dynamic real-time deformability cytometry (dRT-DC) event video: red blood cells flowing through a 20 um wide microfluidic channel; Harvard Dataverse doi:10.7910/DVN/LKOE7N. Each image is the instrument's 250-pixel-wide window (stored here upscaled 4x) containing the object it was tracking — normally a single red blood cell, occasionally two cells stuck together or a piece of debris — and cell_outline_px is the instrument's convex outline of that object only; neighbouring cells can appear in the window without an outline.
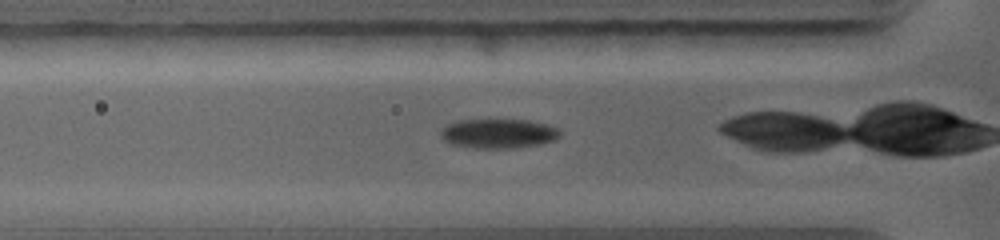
{"species": "common noctule bat (a hibernating species)", "species_latin": "Nyctalus noctula", "temperature_condition": "warm", "stored_images_in_passage": 15, "camera_frame_rate_fps": 5000, "um_per_image_px": 0.085, "animal": {"sex": "female", "body_mass_g": 19.0, "forearm_length_mm": 56.7}, "frame": {"image": 1, "passage_image": 3, "time_ms": 1.6, "image_size_px": [1000, 240], "cell_outline_px": [[560, 136], [556, 140], [540, 144], [512, 148], [476, 148], [452, 144], [444, 140], [440, 136], [440, 128], [444, 124], [456, 120], [488, 116], [528, 120], [560, 128]], "centroid_in_image_um": [42.3, 11.28], "position_along_channel_um": 83.5, "area_um2": 21.68}}